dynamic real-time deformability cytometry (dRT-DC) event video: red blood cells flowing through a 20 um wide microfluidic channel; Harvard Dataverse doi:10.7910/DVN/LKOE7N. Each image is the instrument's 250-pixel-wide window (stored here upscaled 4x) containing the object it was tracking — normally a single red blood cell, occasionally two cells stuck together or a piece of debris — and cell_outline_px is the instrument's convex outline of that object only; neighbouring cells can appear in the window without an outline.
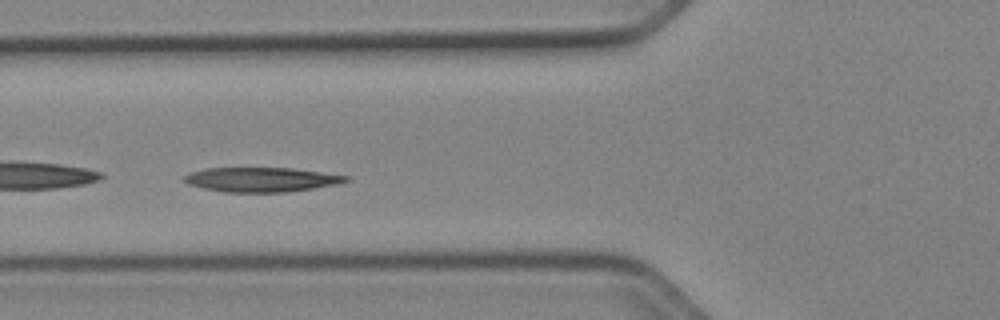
{"species": "Egyptian fruit bat (a non-hibernating species)", "species_latin": "Rousettus aegyptiacus", "temperature_condition": "cold", "stored_images_in_passage": 45, "camera_frame_rate_fps": 3000, "um_per_image_px": 0.085, "animal": {"sex": "female"}, "frame": {"image": 1, "passage_image": 13, "time_ms": 4.0, "image_size_px": [1000, 320], "cell_outline_px": [[352, 180], [336, 184], [288, 192], [224, 192], [204, 188], [188, 184], [180, 180], [184, 176], [192, 172], [204, 168], [292, 168], [348, 176]], "centroid_in_image_um": [22.18, 15.26], "position_along_channel_um": 103.6, "area_um2": 23.0}}
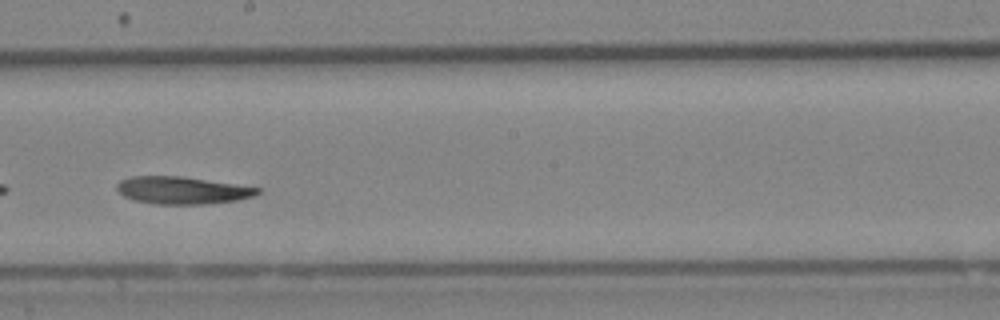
{"frame": {"image": 2, "passage_image": 23, "time_ms": 7.333, "image_size_px": [1000, 320], "cell_outline_px": [[260, 192], [252, 196], [236, 200], [208, 204], [156, 204], [136, 200], [124, 196], [116, 188], [116, 184], [120, 180], [132, 176], [180, 176], [260, 188]], "centroid_in_image_um": [15.45, 16.17], "position_along_channel_um": 232.7, "area_um2": 22.14}}
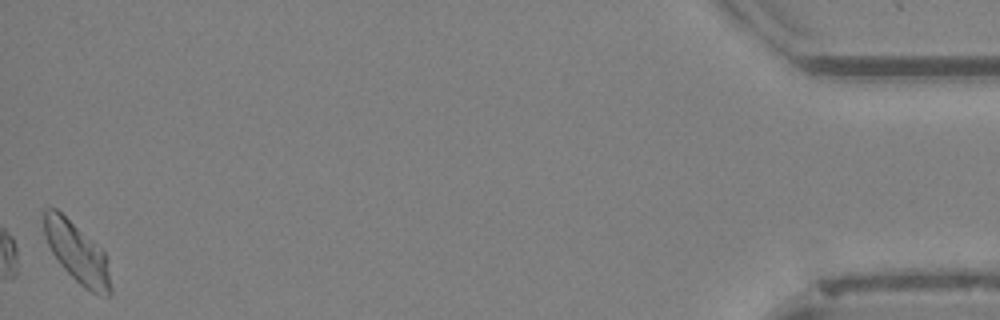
{"frame": {"image": 3, "passage_image": 45, "time_ms": 14.667, "image_size_px": [1000, 320], "cell_outline_px": [[112, 292], [108, 296], [104, 296], [92, 292], [84, 288], [60, 264], [52, 252], [44, 236], [44, 208], [56, 208], [100, 248], [104, 252], [108, 260]], "centroid_in_image_um": [6.57, 21.51], "position_along_channel_um": 428.6, "area_um2": 23.06}}